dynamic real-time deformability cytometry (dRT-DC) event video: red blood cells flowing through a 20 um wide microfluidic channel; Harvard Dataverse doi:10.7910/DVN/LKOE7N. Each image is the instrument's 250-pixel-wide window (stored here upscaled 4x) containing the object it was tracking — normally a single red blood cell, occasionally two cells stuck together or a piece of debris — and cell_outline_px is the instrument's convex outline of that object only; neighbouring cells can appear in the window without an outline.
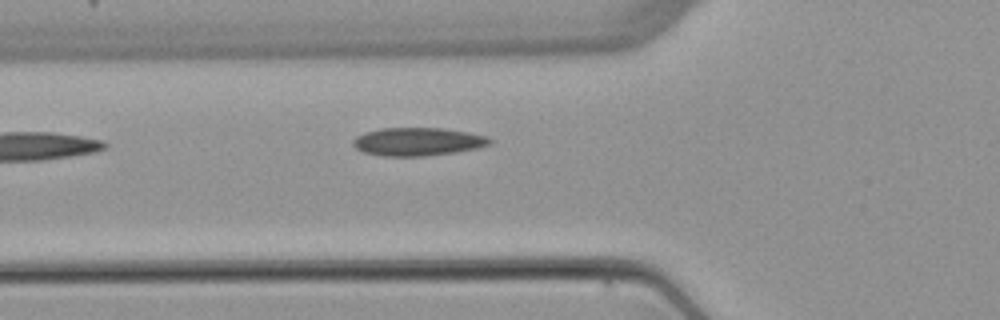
{"species": "common noctule bat (a hibernating species)", "species_latin": "Nyctalus noctula", "temperature_condition": "warm", "stored_images_in_passage": 5, "camera_frame_rate_fps": 3000, "um_per_image_px": 0.085, "animal": {"sex": "female", "body_mass_g": 22.7, "forearm_length_mm": 54.2}, "frame": {"image": 1, "passage_image": 5, "time_ms": 5.333, "image_size_px": [1000, 320], "cell_outline_px": [[492, 144], [476, 148], [456, 152], [424, 156], [384, 156], [364, 152], [356, 148], [352, 144], [352, 140], [356, 136], [364, 132], [380, 128], [444, 128], [468, 132], [488, 136], [492, 140]], "centroid_in_image_um": [35.51, 12.03], "position_along_channel_um": 90.3, "area_um2": 22.54}}